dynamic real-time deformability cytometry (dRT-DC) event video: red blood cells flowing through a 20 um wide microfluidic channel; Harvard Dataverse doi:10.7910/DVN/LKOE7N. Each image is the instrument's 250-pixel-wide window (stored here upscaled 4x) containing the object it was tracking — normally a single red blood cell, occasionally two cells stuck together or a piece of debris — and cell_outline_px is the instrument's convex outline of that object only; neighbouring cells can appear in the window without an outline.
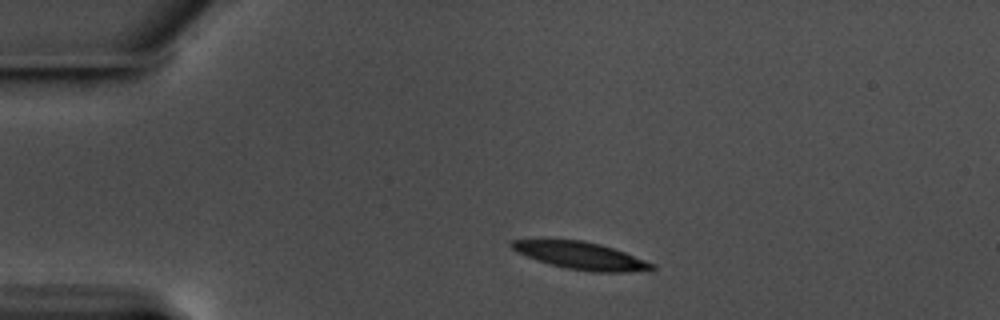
{"species": "common noctule bat (a hibernating species)", "species_latin": "Nyctalus noctula", "temperature_condition": "warm", "stored_images_in_passage": 9, "camera_frame_rate_fps": 3000, "um_per_image_px": 0.085, "animal": {"sex": "male", "body_mass_g": 17.5, "forearm_length_mm": 52.3}, "frame": {"image": 1, "passage_image": 1, "time_ms": 0.0, "image_size_px": [1000, 320], "cell_outline_px": [[656, 268], [652, 272], [592, 272], [568, 268], [536, 260], [516, 252], [508, 244], [512, 240], [584, 240], [600, 244], [624, 252], [656, 264]], "centroid_in_image_um": [49.45, 21.75], "position_along_channel_um": 35.5, "area_um2": 22.43}}